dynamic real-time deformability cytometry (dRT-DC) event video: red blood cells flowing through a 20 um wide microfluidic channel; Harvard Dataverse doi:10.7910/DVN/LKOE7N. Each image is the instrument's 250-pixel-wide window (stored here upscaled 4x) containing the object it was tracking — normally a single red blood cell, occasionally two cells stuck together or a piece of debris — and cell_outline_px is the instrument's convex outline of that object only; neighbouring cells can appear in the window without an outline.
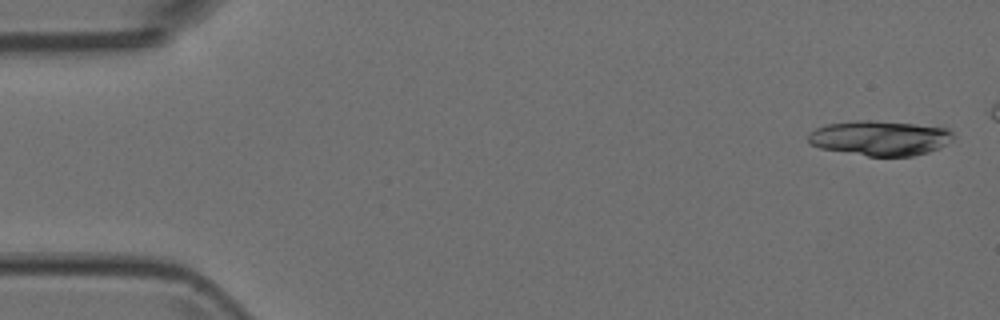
{"species": "Egyptian fruit bat (a non-hibernating species)", "species_latin": "Rousettus aegyptiacus", "temperature_condition": "room temperature", "stored_images_in_passage": 7, "camera_frame_rate_fps": 3000, "um_per_image_px": 0.085, "animal": {"sex": "female"}, "frame": {"image": 1, "passage_image": 1, "time_ms": 0.0, "image_size_px": [1000, 320], "cell_outline_px": [[952, 140], [940, 148], [928, 152], [912, 156], [868, 156], [820, 148], [812, 144], [808, 140], [808, 132], [816, 128], [828, 124], [856, 120], [872, 120], [916, 124], [952, 128]], "centroid_in_image_um": [74.81, 11.73], "position_along_channel_um": 10.2, "area_um2": 29.59}}
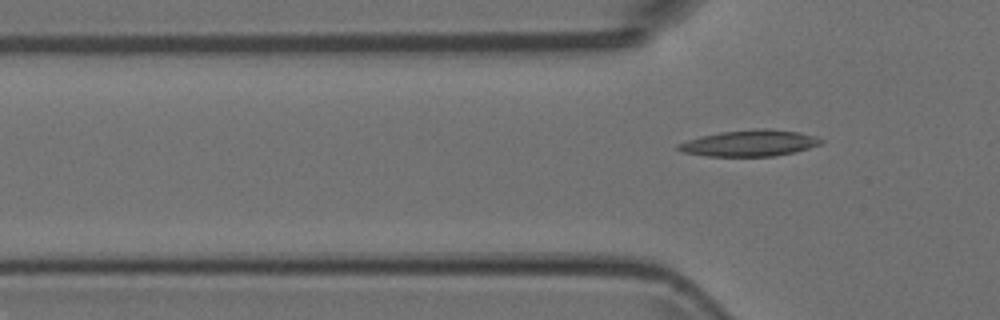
{"frame": {"image": 2, "passage_image": 7, "time_ms": 2.0, "image_size_px": [1000, 320], "cell_outline_px": [[824, 140], [820, 144], [808, 148], [792, 152], [772, 156], [708, 156], [684, 152], [676, 148], [676, 144], [700, 136], [720, 132], [756, 128], [768, 128], [800, 132], [816, 136]], "centroid_in_image_um": [63.72, 12.15], "position_along_channel_um": 62.1, "area_um2": 21.79}}